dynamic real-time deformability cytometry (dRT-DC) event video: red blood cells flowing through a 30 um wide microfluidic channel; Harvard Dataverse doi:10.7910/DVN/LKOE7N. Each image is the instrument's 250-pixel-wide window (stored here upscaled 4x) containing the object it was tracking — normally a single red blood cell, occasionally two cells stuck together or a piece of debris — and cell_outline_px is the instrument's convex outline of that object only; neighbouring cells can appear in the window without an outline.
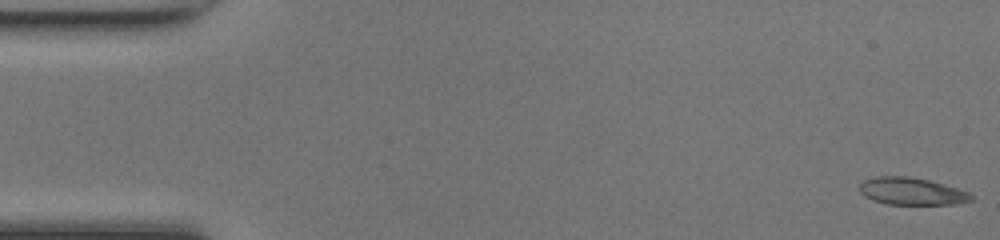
{"species": "common noctule bat (a hibernating species)", "species_latin": "Nyctalus noctula", "temperature_condition": "room temperature", "stored_images_in_passage": 49, "camera_frame_rate_fps": 3000, "um_per_image_px": 0.085, "animal": {"sex": "female", "body_mass_g": 17.0, "forearm_length_mm": 48.0}, "frame": {"image": 1, "passage_image": 1, "time_ms": 0.0, "image_size_px": [1000, 240], "cell_outline_px": [[972, 200], [956, 204], [888, 204], [872, 200], [864, 196], [856, 188], [864, 180], [876, 176], [908, 176], [928, 180], [944, 184], [968, 192], [972, 196]], "centroid_in_image_um": [77.43, 16.25], "position_along_channel_um": 7.6, "area_um2": 17.74}}
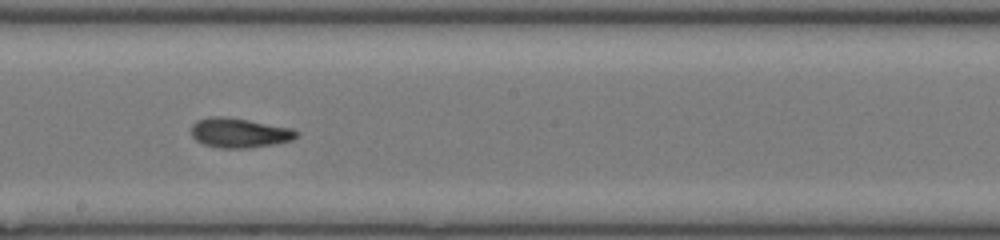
{"frame": {"image": 2, "passage_image": 27, "time_ms": 8.667, "image_size_px": [1000, 240], "cell_outline_px": [[300, 132], [292, 140], [276, 144], [248, 148], [220, 148], [204, 144], [196, 140], [192, 136], [192, 124], [196, 120], [216, 116], [224, 116], [248, 120], [292, 128]], "centroid_in_image_um": [20.36, 11.29], "position_along_channel_um": 227.8, "area_um2": 18.15}}
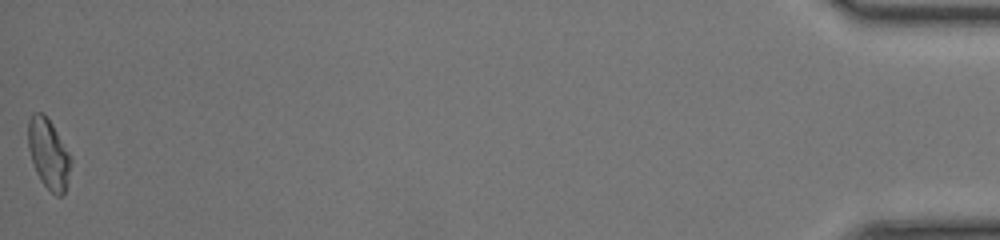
{"frame": {"image": 3, "passage_image": 49, "time_ms": 16.0, "image_size_px": [1000, 240], "cell_outline_px": [[72, 160], [64, 192], [60, 196], [56, 196], [40, 180], [36, 172], [28, 148], [28, 120], [32, 112], [40, 112], [52, 124], [68, 152]], "centroid_in_image_um": [4.1, 13.07], "position_along_channel_um": 431.1, "area_um2": 16.99}, "authors_computed_cell_mechanics": {"area_um2": 17.7446, "velocity_mm_per_s": 4.242, "shape_relaxation_time_tau1_ms": 6.1451, "shape_relaxation_time_tau2_ms": 4.1069, "deformation_change_tau1": 0.1876, "deformation_change_tau2": 0.118}}